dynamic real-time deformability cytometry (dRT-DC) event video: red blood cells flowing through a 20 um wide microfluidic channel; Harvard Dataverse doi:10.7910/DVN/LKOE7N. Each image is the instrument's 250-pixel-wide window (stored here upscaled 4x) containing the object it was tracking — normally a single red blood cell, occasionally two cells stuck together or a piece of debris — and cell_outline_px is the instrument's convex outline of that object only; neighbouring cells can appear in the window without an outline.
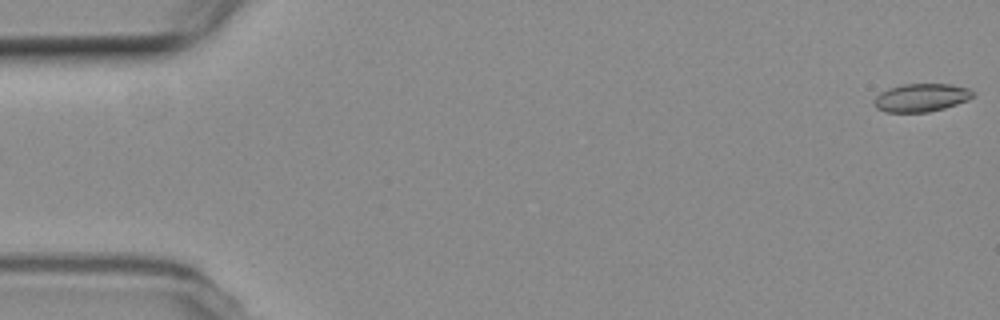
{"species": "common noctule bat (a hibernating species)", "species_latin": "Nyctalus noctula", "temperature_condition": "room temperature", "stored_images_in_passage": 7, "camera_frame_rate_fps": 3000, "um_per_image_px": 0.085, "animal": {"sex": "female", "body_mass_g": 19.3, "forearm_length_mm": 54.1}, "frame": {"image": 1, "passage_image": 1, "time_ms": 0.0, "image_size_px": [1000, 320], "cell_outline_px": [[976, 92], [968, 100], [944, 108], [928, 112], [884, 112], [876, 108], [872, 104], [872, 100], [880, 92], [888, 88], [904, 84], [952, 84], [968, 88]], "centroid_in_image_um": [78.27, 8.3], "position_along_channel_um": 6.7, "area_um2": 16.36}}
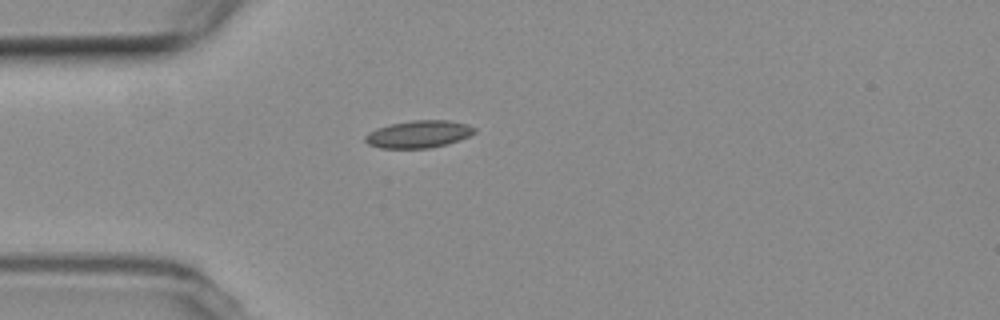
{"frame": {"image": 2, "passage_image": 5, "time_ms": 5.0, "image_size_px": [1000, 320], "cell_outline_px": [[476, 132], [460, 140], [448, 144], [428, 148], [380, 148], [368, 144], [364, 140], [364, 136], [368, 132], [376, 128], [392, 124], [412, 120], [448, 120], [468, 124], [476, 128]], "centroid_in_image_um": [35.59, 11.4], "position_along_channel_um": 49.4, "area_um2": 17.51}}